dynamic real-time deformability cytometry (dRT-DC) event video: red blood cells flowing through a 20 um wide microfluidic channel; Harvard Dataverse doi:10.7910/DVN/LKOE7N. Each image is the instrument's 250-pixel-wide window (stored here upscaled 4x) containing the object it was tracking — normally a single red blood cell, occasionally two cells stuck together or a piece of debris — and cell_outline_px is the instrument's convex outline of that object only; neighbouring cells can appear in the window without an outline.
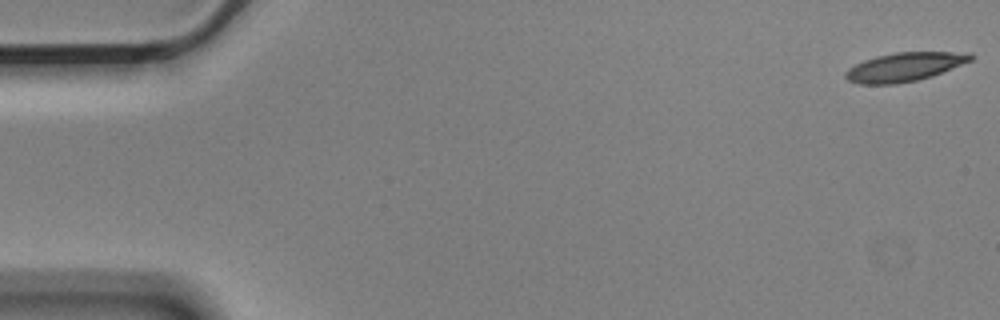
{"species": "Egyptian fruit bat (a non-hibernating species)", "species_latin": "Rousettus aegyptiacus", "temperature_condition": "cold", "stored_images_in_passage": 5, "camera_frame_rate_fps": 3000, "um_per_image_px": 0.085, "animal": {"sex": "male"}, "frame": {"image": 1, "passage_image": 1, "time_ms": 0.0, "image_size_px": [1000, 320], "cell_outline_px": [[976, 56], [972, 60], [932, 76], [916, 80], [896, 84], [860, 84], [848, 80], [844, 76], [844, 72], [848, 68], [864, 60], [876, 56], [896, 52], [972, 52]], "centroid_in_image_um": [76.9, 5.68], "position_along_channel_um": 8.1, "area_um2": 21.04}}
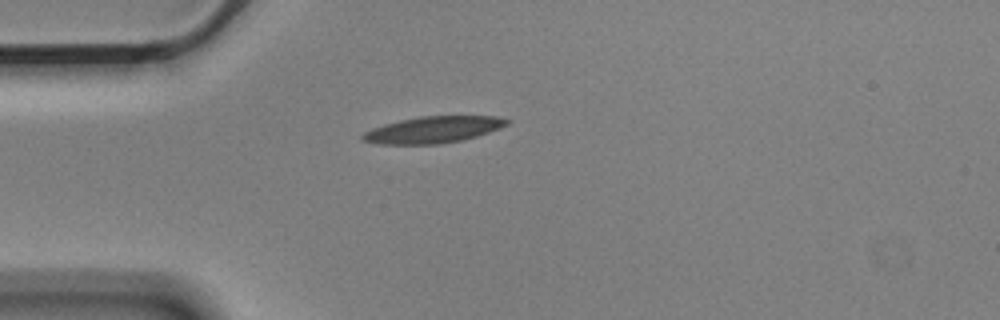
{"frame": {"image": 2, "passage_image": 5, "time_ms": 1.333, "image_size_px": [1000, 320], "cell_outline_px": [[512, 120], [508, 124], [488, 132], [476, 136], [460, 140], [440, 144], [376, 144], [360, 140], [360, 136], [364, 132], [372, 128], [384, 124], [400, 120], [420, 116], [496, 116]], "centroid_in_image_um": [36.77, 11.02], "position_along_channel_um": 48.2, "area_um2": 22.31}}